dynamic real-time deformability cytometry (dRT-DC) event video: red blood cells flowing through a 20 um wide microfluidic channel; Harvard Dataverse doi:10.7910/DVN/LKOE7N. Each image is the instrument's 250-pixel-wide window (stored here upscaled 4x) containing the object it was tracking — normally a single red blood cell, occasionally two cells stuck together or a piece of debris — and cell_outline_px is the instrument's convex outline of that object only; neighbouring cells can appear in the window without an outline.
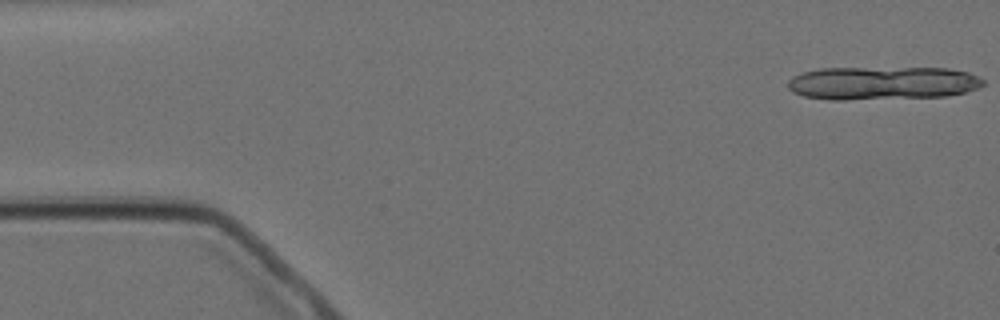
{"species": "Egyptian fruit bat (a non-hibernating species)", "species_latin": "Rousettus aegyptiacus", "temperature_condition": "cold", "stored_images_in_passage": 6, "segment_of_instrument_passage": [1, 2], "camera_frame_rate_fps": 3000, "um_per_image_px": 0.085, "animal": {"sex": "female"}, "frame": {"image": 1, "passage_image": 1, "time_ms": 0.0, "image_size_px": [1000, 320], "cell_outline_px": [[984, 84], [980, 88], [964, 92], [944, 96], [844, 100], [828, 100], [804, 96], [792, 92], [788, 88], [788, 80], [792, 76], [804, 72], [820, 68], [948, 68], [968, 72], [980, 76], [984, 80]], "centroid_in_image_um": [75.0, 7.06], "position_along_channel_um": 10.0, "area_um2": 38.15}}